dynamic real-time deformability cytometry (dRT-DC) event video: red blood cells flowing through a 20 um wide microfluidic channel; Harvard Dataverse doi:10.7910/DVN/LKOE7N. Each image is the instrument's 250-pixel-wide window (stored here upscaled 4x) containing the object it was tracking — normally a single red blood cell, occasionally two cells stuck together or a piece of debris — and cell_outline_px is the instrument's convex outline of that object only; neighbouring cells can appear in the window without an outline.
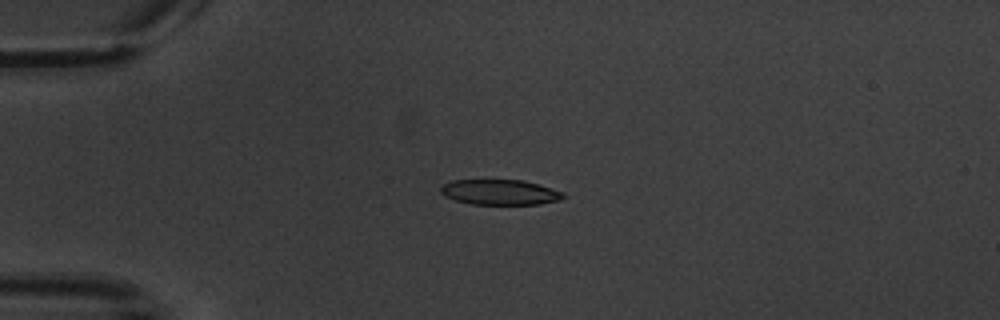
{"species": "common noctule bat (a hibernating species)", "species_latin": "Nyctalus noctula", "temperature_condition": "warm", "stored_images_in_passage": 3, "camera_frame_rate_fps": 3000, "um_per_image_px": 0.085, "animal": {"sex": "male", "body_mass_g": 20.1, "forearm_length_mm": 53.5}, "frame": {"image": 1, "passage_image": 1, "time_ms": 0.0, "image_size_px": [1000, 320], "cell_outline_px": [[564, 196], [560, 200], [540, 204], [472, 204], [456, 200], [444, 196], [440, 192], [440, 188], [444, 184], [452, 180], [524, 180], [540, 184], [564, 192]], "centroid_in_image_um": [42.51, 16.33], "position_along_channel_um": 42.5, "area_um2": 18.09}}